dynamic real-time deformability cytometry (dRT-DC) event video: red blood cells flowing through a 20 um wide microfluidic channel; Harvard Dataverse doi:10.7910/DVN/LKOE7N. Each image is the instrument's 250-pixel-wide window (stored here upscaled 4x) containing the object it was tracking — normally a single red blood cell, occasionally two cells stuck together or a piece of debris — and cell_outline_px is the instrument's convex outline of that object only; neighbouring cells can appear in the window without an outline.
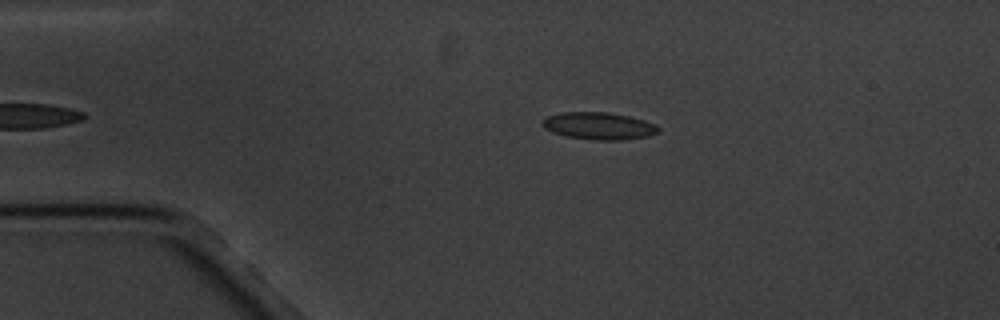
{"species": "common noctule bat (a hibernating species)", "species_latin": "Nyctalus noctula", "temperature_condition": "cold", "stored_images_in_passage": 5, "camera_frame_rate_fps": 3000, "um_per_image_px": 0.085, "animal": {"sex": "male", "body_mass_g": 20.1, "forearm_length_mm": 53.5}, "frame": {"image": 1, "passage_image": 5, "time_ms": 5.667, "image_size_px": [1000, 320], "cell_outline_px": [[660, 132], [648, 136], [620, 140], [592, 140], [568, 136], [552, 132], [544, 128], [540, 124], [548, 116], [564, 112], [608, 112], [628, 116], [644, 120], [656, 124], [660, 128]], "centroid_in_image_um": [50.93, 10.7], "position_along_channel_um": 34.1, "area_um2": 18.38}}